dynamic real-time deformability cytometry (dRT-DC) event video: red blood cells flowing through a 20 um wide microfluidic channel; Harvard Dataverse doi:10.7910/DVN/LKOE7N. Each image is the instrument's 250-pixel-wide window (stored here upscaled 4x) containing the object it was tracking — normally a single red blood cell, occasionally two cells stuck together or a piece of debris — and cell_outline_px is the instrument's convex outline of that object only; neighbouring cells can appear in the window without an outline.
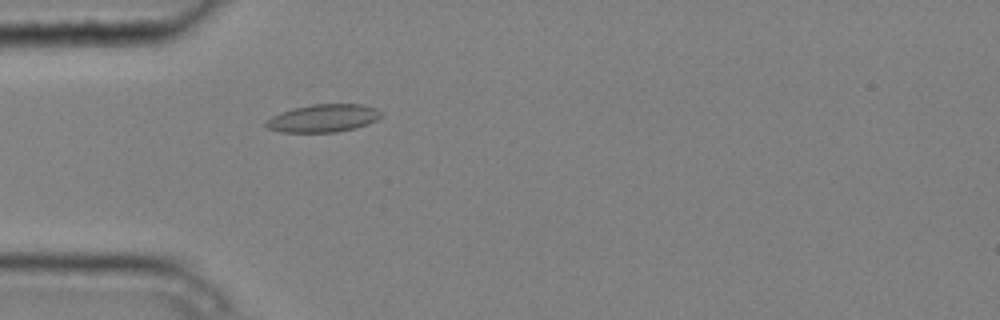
{"species": "common noctule bat (a hibernating species)", "species_latin": "Nyctalus noctula", "temperature_condition": "cold", "stored_images_in_passage": 2, "camera_frame_rate_fps": 3000, "um_per_image_px": 0.085, "animal": {"sex": "male", "body_mass_g": 20.4}, "frame": {"image": 1, "passage_image": 2, "time_ms": 0.333, "image_size_px": [1000, 320], "cell_outline_px": [[384, 116], [368, 124], [356, 128], [336, 132], [280, 132], [268, 128], [264, 124], [272, 116], [280, 112], [312, 104], [364, 104], [376, 108]], "centroid_in_image_um": [27.52, 10.05], "position_along_channel_um": 57.5, "area_um2": 18.67}}